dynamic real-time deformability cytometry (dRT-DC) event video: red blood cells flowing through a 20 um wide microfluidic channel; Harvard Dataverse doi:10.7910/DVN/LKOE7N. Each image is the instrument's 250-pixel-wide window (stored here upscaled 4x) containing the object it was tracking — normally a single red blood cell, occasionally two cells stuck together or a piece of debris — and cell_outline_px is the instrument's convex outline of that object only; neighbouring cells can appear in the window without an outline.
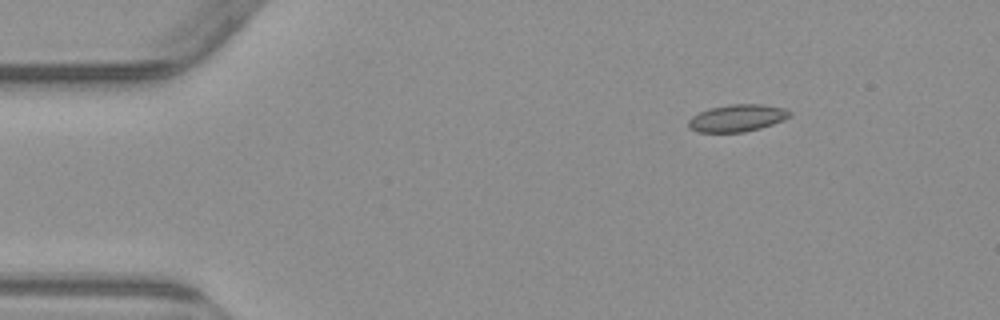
{"species": "common noctule bat (a hibernating species)", "species_latin": "Nyctalus noctula", "temperature_condition": "warm", "stored_images_in_passage": 4, "camera_frame_rate_fps": 3000, "um_per_image_px": 0.085, "animal": {"sex": "male", "body_mass_g": 23.1, "forearm_length_mm": 52.7}, "frame": {"image": 1, "passage_image": 2, "time_ms": 1.333, "image_size_px": [1000, 320], "cell_outline_px": [[792, 116], [784, 120], [760, 128], [744, 132], [696, 132], [688, 124], [688, 120], [692, 116], [700, 112], [712, 108], [728, 104], [764, 104], [784, 108], [792, 112]], "centroid_in_image_um": [62.71, 10.03], "position_along_channel_um": 22.3, "area_um2": 16.01}}